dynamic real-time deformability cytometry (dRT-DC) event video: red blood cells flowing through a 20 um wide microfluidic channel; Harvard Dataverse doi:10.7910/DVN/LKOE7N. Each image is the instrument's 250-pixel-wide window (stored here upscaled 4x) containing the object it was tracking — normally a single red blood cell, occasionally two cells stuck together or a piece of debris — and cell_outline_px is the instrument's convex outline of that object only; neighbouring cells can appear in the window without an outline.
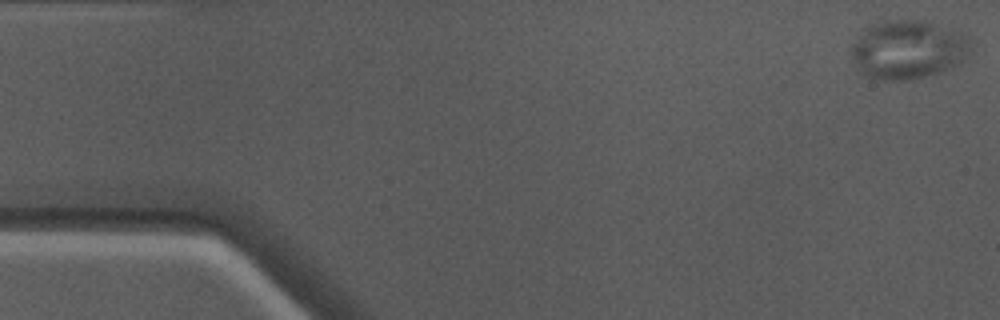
{"species": "Egyptian fruit bat (a non-hibernating species)", "species_latin": "Rousettus aegyptiacus", "temperature_condition": "warm", "stored_images_in_passage": 50, "camera_frame_rate_fps": 3000, "um_per_image_px": 0.085, "animal": {"sex": "male"}, "frame": {"image": 1, "passage_image": 1, "time_ms": 0.0, "image_size_px": [1000, 320], "cell_outline_px": [[972, 48], [960, 64], [924, 76], [904, 80], [880, 80], [868, 76], [860, 72], [848, 52], [848, 48], [860, 28], [884, 20], [924, 20], [972, 36]], "centroid_in_image_um": [77.13, 4.18], "position_along_channel_um": 7.9, "area_um2": 41.67}}
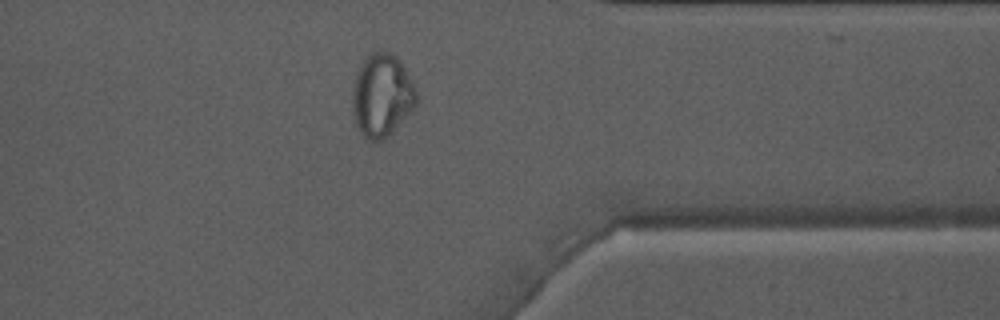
{"frame": {"image": 2, "passage_image": 39, "time_ms": 12.667, "image_size_px": [1000, 320], "cell_outline_px": [[416, 104], [384, 140], [368, 140], [364, 136], [356, 120], [352, 100], [352, 88], [356, 72], [364, 60], [372, 52], [392, 52], [400, 60], [416, 92]], "centroid_in_image_um": [32.44, 8.08], "position_along_channel_um": 379.0, "area_um2": 30.06}}
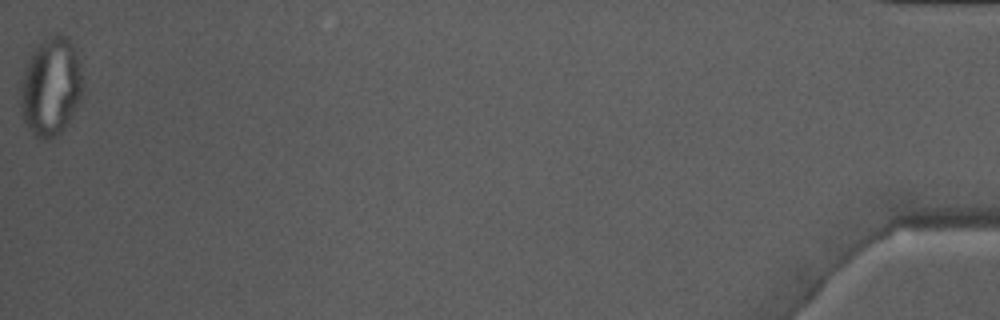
{"frame": {"image": 3, "passage_image": 50, "time_ms": 16.333, "image_size_px": [1000, 320], "cell_outline_px": [[84, 96], [64, 128], [56, 136], [48, 140], [40, 140], [36, 136], [24, 120], [20, 104], [20, 88], [24, 68], [32, 52], [48, 36], [60, 32], [72, 44], [76, 52], [80, 64]], "centroid_in_image_um": [4.34, 7.38], "position_along_channel_um": 430.9, "area_um2": 35.78}}